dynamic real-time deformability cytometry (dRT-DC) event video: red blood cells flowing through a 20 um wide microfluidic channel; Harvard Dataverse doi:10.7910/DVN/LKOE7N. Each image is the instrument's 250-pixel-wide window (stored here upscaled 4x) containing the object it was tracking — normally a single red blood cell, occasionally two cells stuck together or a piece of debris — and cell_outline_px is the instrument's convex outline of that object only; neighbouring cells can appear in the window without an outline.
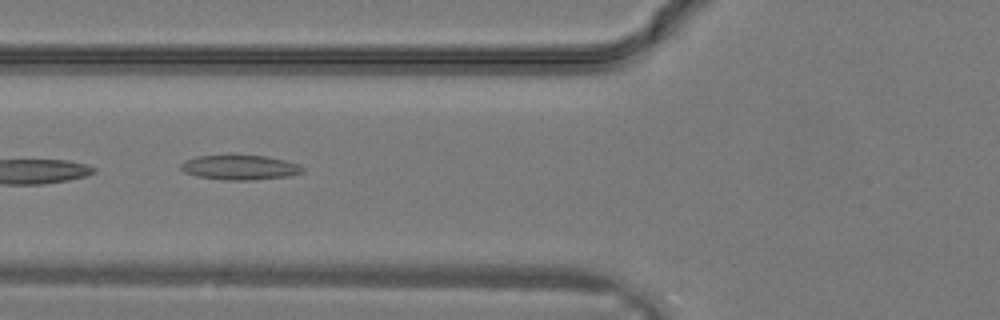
{"species": "common noctule bat (a hibernating species)", "species_latin": "Nyctalus noctula", "temperature_condition": "warm", "stored_images_in_passage": 23, "camera_frame_rate_fps": 3000, "um_per_image_px": 0.085, "animal": {"sex": "male", "body_mass_g": 19.2, "forearm_length_mm": 51.8}, "frame": {"image": 1, "passage_image": 4, "time_ms": 1.0, "image_size_px": [1000, 320], "cell_outline_px": [[304, 172], [288, 176], [252, 180], [224, 180], [196, 176], [184, 172], [180, 168], [180, 164], [184, 160], [196, 156], [228, 152], [232, 152], [264, 156], [284, 160], [300, 164], [304, 168]], "centroid_in_image_um": [20.33, 14.18], "position_along_channel_um": 105.5, "area_um2": 18.5}}
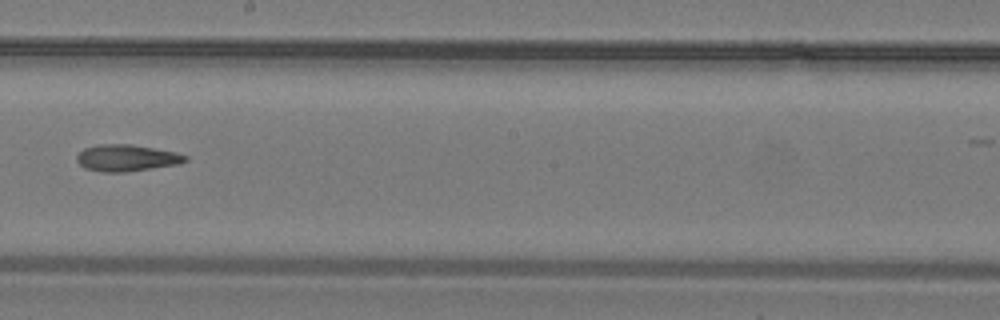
{"frame": {"image": 2, "passage_image": 10, "time_ms": 3.0, "image_size_px": [1000, 320], "cell_outline_px": [[188, 160], [180, 164], [124, 172], [104, 172], [84, 168], [76, 160], [76, 156], [84, 148], [100, 144], [132, 144], [176, 152], [188, 156]], "centroid_in_image_um": [10.78, 13.42], "position_along_channel_um": 237.4, "area_um2": 16.88}}
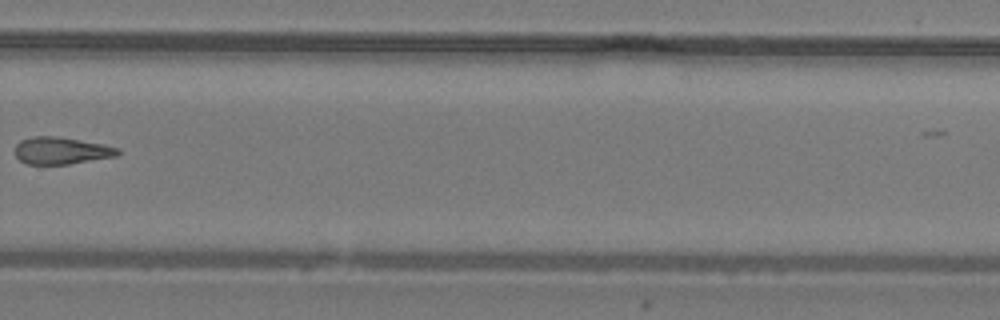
{"frame": {"image": 3, "passage_image": 14, "time_ms": 4.333, "image_size_px": [1000, 320], "cell_outline_px": [[120, 152], [116, 156], [68, 164], [28, 164], [20, 160], [16, 156], [16, 144], [20, 140], [32, 136], [56, 136], [104, 144], [120, 148]], "centroid_in_image_um": [5.21, 12.79], "position_along_channel_um": 324.6, "area_um2": 16.18}}